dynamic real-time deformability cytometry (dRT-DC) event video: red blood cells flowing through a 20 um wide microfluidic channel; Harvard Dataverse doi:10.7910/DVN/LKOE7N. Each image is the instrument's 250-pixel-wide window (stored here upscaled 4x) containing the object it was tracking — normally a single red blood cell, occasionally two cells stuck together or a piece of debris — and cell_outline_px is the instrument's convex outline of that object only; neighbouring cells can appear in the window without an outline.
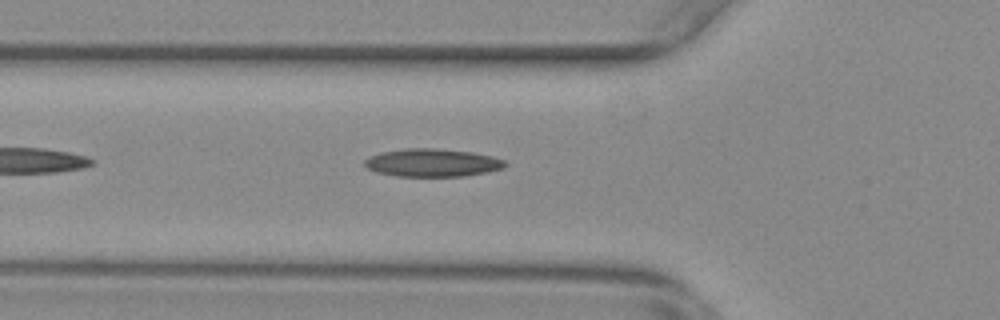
{"species": "common noctule bat (a hibernating species)", "species_latin": "Nyctalus noctula", "temperature_condition": "warm", "stored_images_in_passage": 39, "camera_frame_rate_fps": 3000, "um_per_image_px": 0.085, "animal": {"sex": "female", "body_mass_g": 29.2, "forearm_length_mm": 56.3}, "frame": {"image": 1, "passage_image": 4, "time_ms": 1.0, "image_size_px": [1000, 320], "cell_outline_px": [[508, 164], [504, 168], [488, 172], [464, 176], [396, 176], [376, 172], [364, 168], [364, 160], [380, 152], [404, 148], [432, 148], [472, 152], [492, 156], [504, 160]], "centroid_in_image_um": [36.74, 13.83], "position_along_channel_um": 89.1, "area_um2": 23.0}}
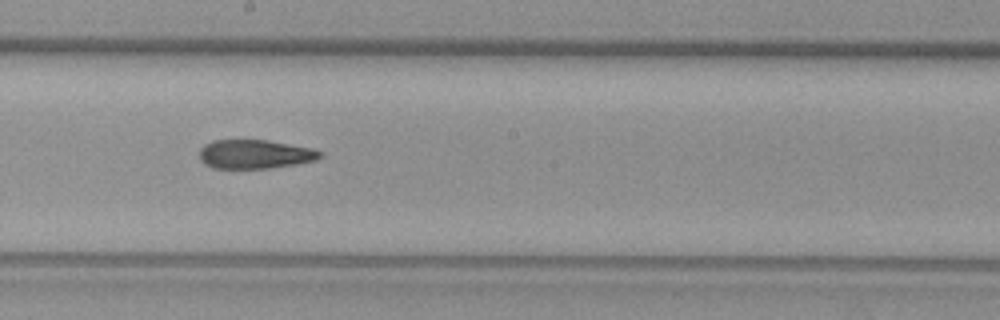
{"frame": {"image": 2, "passage_image": 15, "time_ms": 4.667, "image_size_px": [1000, 320], "cell_outline_px": [[324, 156], [316, 160], [296, 164], [272, 168], [212, 168], [204, 164], [200, 160], [200, 148], [204, 144], [212, 140], [268, 140], [308, 148], [324, 152]], "centroid_in_image_um": [21.65, 13.11], "position_along_channel_um": 226.6, "area_um2": 20.4}}
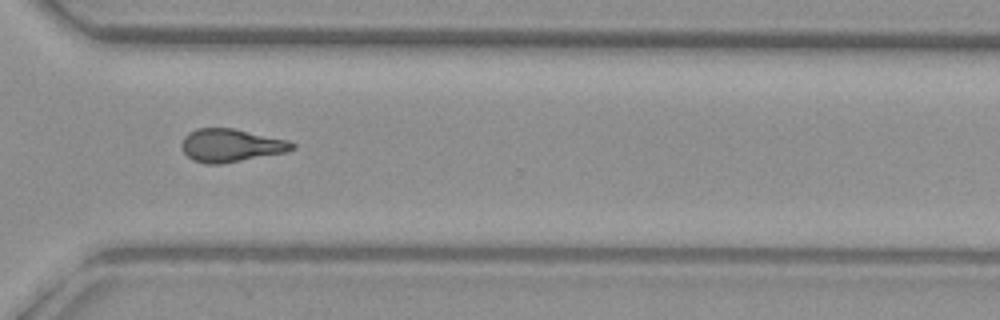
{"frame": {"image": 3, "passage_image": 25, "time_ms": 8.0, "image_size_px": [1000, 320], "cell_outline_px": [[296, 148], [284, 152], [220, 164], [208, 164], [192, 160], [184, 152], [180, 144], [184, 136], [188, 132], [196, 128], [232, 128], [284, 140], [296, 144]], "centroid_in_image_um": [19.55, 12.36], "position_along_channel_um": 351.0, "area_um2": 20.92}, "authors_computed_cell_mechanics": {"area_um2": 21.3282, "velocity_mm_per_s": 3.7353, "shape_relaxation_time_tau1_ms": null, "shape_relaxation_time_tau2_ms": 4.4298, "deformation_change_tau1": null, "deformation_change_tau2": 0.1359}}